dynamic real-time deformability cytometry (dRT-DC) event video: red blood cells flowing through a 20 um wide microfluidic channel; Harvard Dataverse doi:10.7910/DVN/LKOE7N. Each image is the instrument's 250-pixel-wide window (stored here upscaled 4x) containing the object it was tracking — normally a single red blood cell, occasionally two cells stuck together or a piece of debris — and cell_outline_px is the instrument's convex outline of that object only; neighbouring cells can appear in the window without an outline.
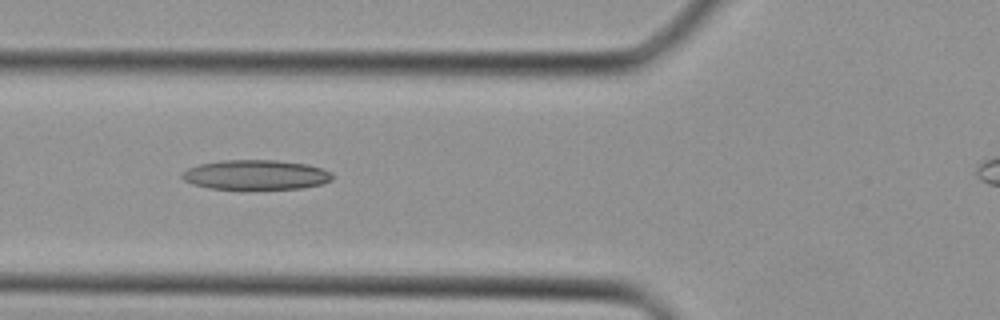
{"species": "Egyptian fruit bat (a non-hibernating species)", "species_latin": "Rousettus aegyptiacus", "temperature_condition": "cold", "stored_images_in_passage": 30, "camera_frame_rate_fps": 3000, "um_per_image_px": 0.085, "animal": {"sex": "female"}, "frame": {"image": 1, "passage_image": 9, "time_ms": 2.667, "image_size_px": [1000, 320], "cell_outline_px": [[332, 180], [324, 184], [304, 188], [208, 188], [192, 184], [184, 180], [180, 176], [180, 172], [188, 168], [200, 164], [220, 160], [276, 160], [308, 164], [332, 172]], "centroid_in_image_um": [21.74, 14.85], "position_along_channel_um": 104.1, "area_um2": 26.01}}
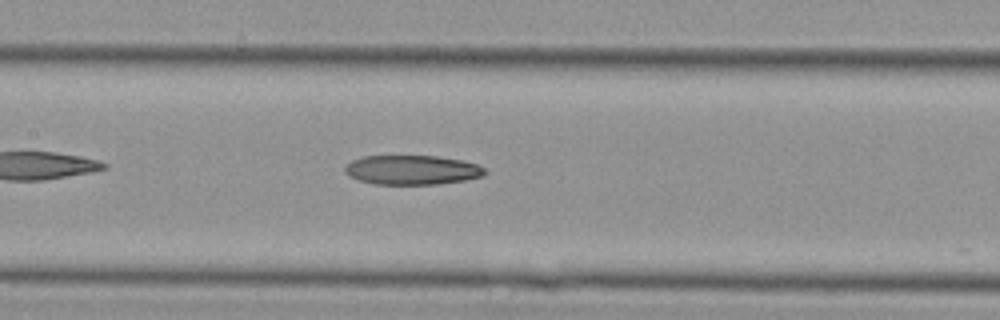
{"frame": {"image": 2, "passage_image": 13, "time_ms": 4.0, "image_size_px": [1000, 320], "cell_outline_px": [[488, 172], [484, 176], [464, 180], [436, 184], [376, 184], [356, 180], [348, 176], [344, 172], [344, 168], [352, 160], [364, 156], [436, 156], [464, 160], [476, 164], [484, 168]], "centroid_in_image_um": [35.02, 14.44], "position_along_channel_um": 172.4, "area_um2": 24.1}}
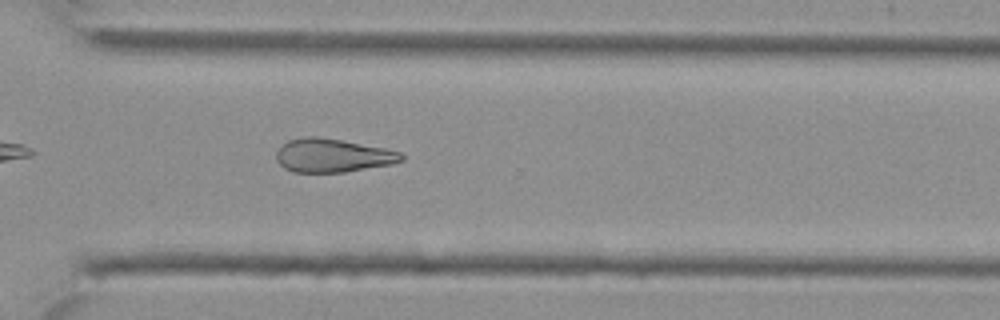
{"frame": {"image": 3, "passage_image": 23, "time_ms": 7.333, "image_size_px": [1000, 320], "cell_outline_px": [[404, 160], [392, 164], [344, 172], [292, 172], [284, 168], [276, 160], [276, 152], [288, 140], [304, 136], [316, 136], [340, 140], [384, 148], [400, 152], [404, 156]], "centroid_in_image_um": [28.26, 13.22], "position_along_channel_um": 342.3, "area_um2": 24.33}}